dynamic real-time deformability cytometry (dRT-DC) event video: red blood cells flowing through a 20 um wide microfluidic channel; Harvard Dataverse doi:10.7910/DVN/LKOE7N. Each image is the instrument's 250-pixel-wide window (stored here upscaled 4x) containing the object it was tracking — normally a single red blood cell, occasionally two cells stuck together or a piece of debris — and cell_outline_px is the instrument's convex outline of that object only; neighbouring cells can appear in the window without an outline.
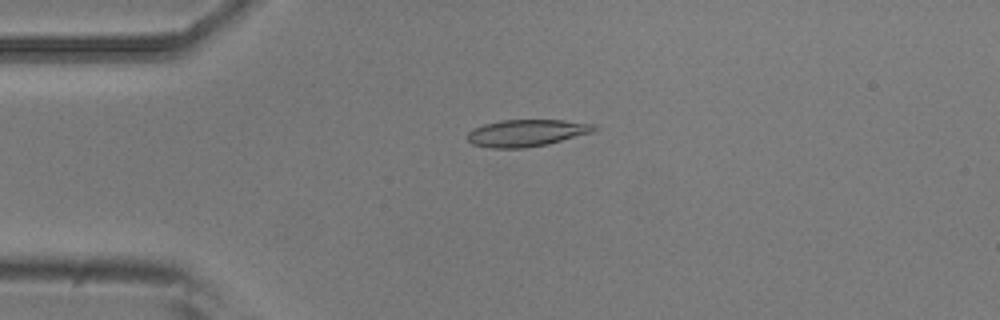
{"species": "common noctule bat (a hibernating species)", "species_latin": "Nyctalus noctula", "temperature_condition": "room temperature", "stored_images_in_passage": 5, "camera_frame_rate_fps": 3000, "um_per_image_px": 0.085, "animal": {"sex": "male", "body_mass_g": 20.5, "forearm_length_mm": 52.5}, "frame": {"image": 1, "passage_image": 4, "time_ms": 1.0, "image_size_px": [1000, 320], "cell_outline_px": [[596, 128], [592, 132], [548, 144], [524, 148], [492, 148], [472, 144], [468, 140], [468, 132], [472, 128], [484, 124], [500, 120], [564, 120], [596, 124]], "centroid_in_image_um": [44.74, 11.3], "position_along_channel_um": 40.3, "area_um2": 19.88}}